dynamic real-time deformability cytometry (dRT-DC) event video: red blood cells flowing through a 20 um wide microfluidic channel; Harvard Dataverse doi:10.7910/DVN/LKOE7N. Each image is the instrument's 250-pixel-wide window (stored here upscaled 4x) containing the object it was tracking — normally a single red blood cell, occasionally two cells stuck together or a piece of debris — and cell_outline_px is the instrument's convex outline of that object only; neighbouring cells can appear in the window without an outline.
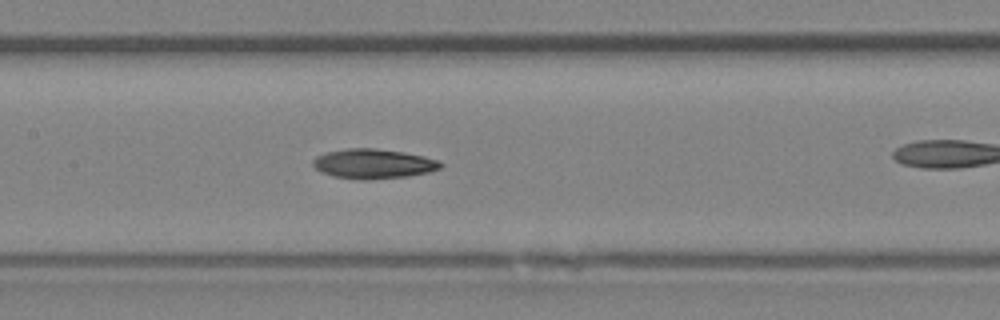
{"species": "Egyptian fruit bat (a non-hibernating species)", "species_latin": "Rousettus aegyptiacus", "temperature_condition": "room temperature", "stored_images_in_passage": 34, "camera_frame_rate_fps": 3000, "um_per_image_px": 0.085, "animal": {"sex": "female"}, "frame": {"image": 1, "passage_image": 20, "time_ms": 6.333, "image_size_px": [1000, 320], "cell_outline_px": [[444, 164], [440, 168], [428, 172], [408, 176], [368, 180], [364, 180], [332, 176], [320, 172], [312, 164], [312, 160], [316, 156], [324, 152], [348, 148], [372, 148], [404, 152], [424, 156], [440, 160]], "centroid_in_image_um": [31.72, 13.92], "position_along_channel_um": 175.7, "area_um2": 22.25}}